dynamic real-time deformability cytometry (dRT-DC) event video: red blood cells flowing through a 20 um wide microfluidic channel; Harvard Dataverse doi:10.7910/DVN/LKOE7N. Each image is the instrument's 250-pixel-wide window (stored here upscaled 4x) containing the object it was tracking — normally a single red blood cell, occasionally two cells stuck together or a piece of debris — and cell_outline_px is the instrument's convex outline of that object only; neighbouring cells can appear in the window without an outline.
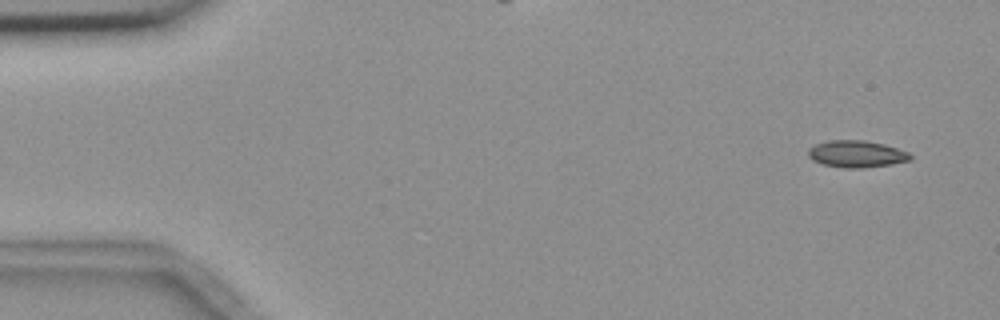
{"species": "common noctule bat (a hibernating species)", "species_latin": "Nyctalus noctula", "temperature_condition": "room temperature", "stored_images_in_passage": 5, "camera_frame_rate_fps": 3000, "um_per_image_px": 0.085, "animal": {"sex": "female", "body_mass_g": 18.4}, "frame": {"image": 1, "passage_image": 1, "time_ms": 0.0, "image_size_px": [1000, 320], "cell_outline_px": [[912, 160], [892, 164], [864, 168], [848, 168], [824, 164], [812, 160], [808, 156], [808, 148], [816, 144], [828, 140], [864, 140], [884, 144], [908, 152], [912, 156]], "centroid_in_image_um": [72.81, 13.08], "position_along_channel_um": 12.2, "area_um2": 16.01}}
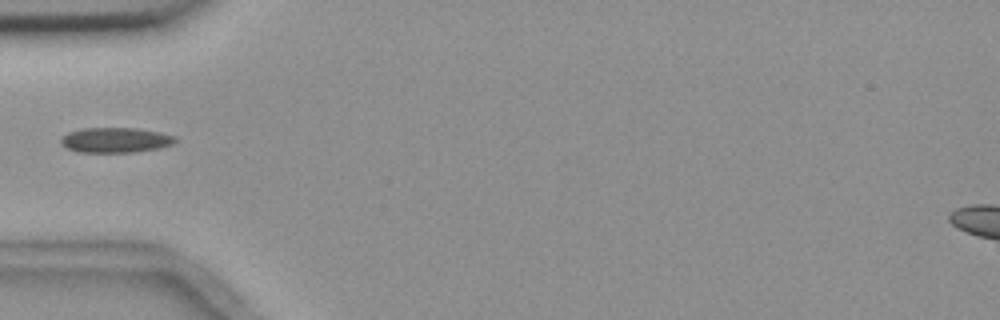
{"frame": {"image": 2, "passage_image": 5, "time_ms": 5.0, "image_size_px": [1000, 320], "cell_outline_px": [[176, 140], [172, 144], [160, 148], [136, 152], [76, 152], [60, 144], [60, 136], [68, 132], [84, 128], [136, 128], [160, 132], [176, 136]], "centroid_in_image_um": [9.79, 11.9], "position_along_channel_um": 75.2, "area_um2": 16.88}}